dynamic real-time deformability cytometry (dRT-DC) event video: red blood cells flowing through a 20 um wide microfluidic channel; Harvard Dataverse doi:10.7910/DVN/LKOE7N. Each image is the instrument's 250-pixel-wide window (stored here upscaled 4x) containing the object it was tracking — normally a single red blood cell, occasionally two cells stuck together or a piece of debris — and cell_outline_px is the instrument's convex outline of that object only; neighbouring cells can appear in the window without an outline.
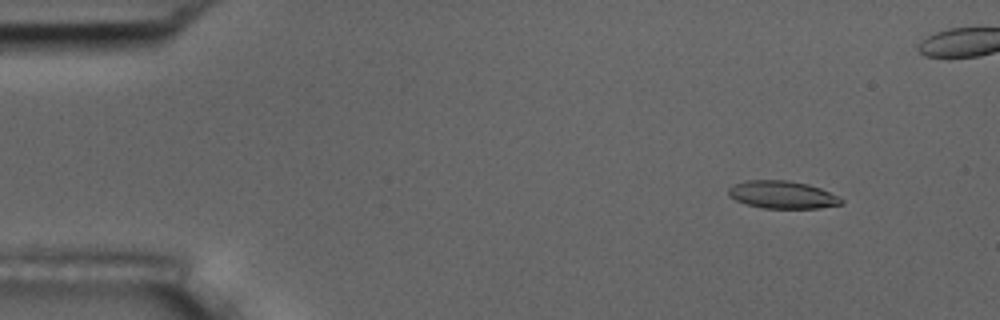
{"species": "common noctule bat (a hibernating species)", "species_latin": "Nyctalus noctula", "temperature_condition": "room temperature", "stored_images_in_passage": 5, "camera_frame_rate_fps": 3000, "um_per_image_px": 0.085, "animal": {"sex": "male", "body_mass_g": 17.5, "forearm_length_mm": 52.3}, "frame": {"image": 1, "passage_image": 2, "time_ms": 1.0, "image_size_px": [1000, 320], "cell_outline_px": [[844, 204], [820, 208], [764, 208], [748, 204], [736, 200], [728, 196], [728, 188], [732, 184], [744, 180], [788, 180], [808, 184], [820, 188], [844, 200]], "centroid_in_image_um": [66.47, 16.54], "position_along_channel_um": 18.5, "area_um2": 18.21}}